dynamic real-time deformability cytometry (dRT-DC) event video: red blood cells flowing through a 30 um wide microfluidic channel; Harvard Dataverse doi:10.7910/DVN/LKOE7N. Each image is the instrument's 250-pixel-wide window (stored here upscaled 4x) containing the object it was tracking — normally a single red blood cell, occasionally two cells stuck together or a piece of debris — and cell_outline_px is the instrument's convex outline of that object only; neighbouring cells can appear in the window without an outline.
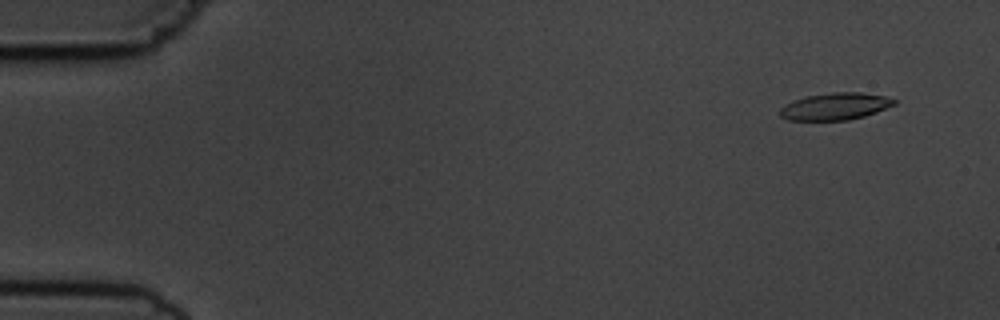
{"species": "common noctule bat (a hibernating species)", "species_latin": "Nyctalus noctula", "temperature_condition": "cold", "stored_images_in_passage": 10, "camera_frame_rate_fps": 3000, "um_per_image_px": 0.085, "animal": {"sex": "male", "body_mass_g": 19.5, "forearm_length_mm": 54.6}, "frame": {"image": 1, "passage_image": 1, "time_ms": 0.0, "image_size_px": [1000, 320], "cell_outline_px": [[896, 104], [876, 112], [864, 116], [848, 120], [788, 120], [780, 116], [780, 108], [784, 104], [808, 96], [832, 92], [860, 92], [884, 96], [896, 100]], "centroid_in_image_um": [70.99, 9.04], "position_along_channel_um": 14.0, "area_um2": 17.86}}
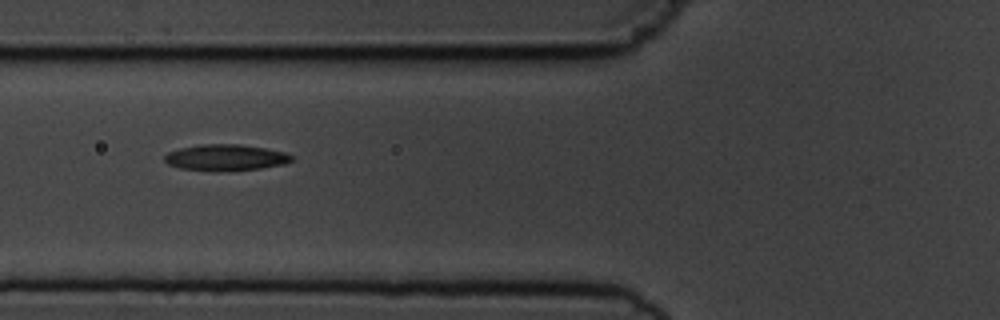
{"frame": {"image": 2, "passage_image": 6, "time_ms": 5.667, "image_size_px": [1000, 320], "cell_outline_px": [[292, 160], [284, 164], [260, 168], [232, 172], [212, 172], [180, 168], [168, 164], [164, 160], [164, 156], [168, 152], [180, 148], [200, 144], [240, 144], [264, 148], [284, 152], [292, 156]], "centroid_in_image_um": [19.14, 13.41], "position_along_channel_um": 106.7, "area_um2": 19.71}}
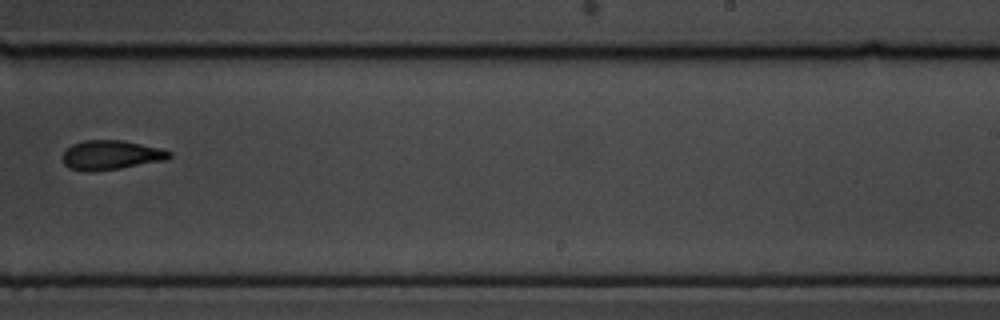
{"frame": {"image": 3, "passage_image": 10, "time_ms": 10.333, "image_size_px": [1000, 320], "cell_outline_px": [[172, 156], [164, 160], [120, 168], [92, 172], [88, 172], [68, 168], [64, 164], [64, 152], [72, 144], [84, 140], [124, 140], [160, 148], [172, 152]], "centroid_in_image_um": [9.43, 13.18], "position_along_channel_um": 279.6, "area_um2": 18.21}}